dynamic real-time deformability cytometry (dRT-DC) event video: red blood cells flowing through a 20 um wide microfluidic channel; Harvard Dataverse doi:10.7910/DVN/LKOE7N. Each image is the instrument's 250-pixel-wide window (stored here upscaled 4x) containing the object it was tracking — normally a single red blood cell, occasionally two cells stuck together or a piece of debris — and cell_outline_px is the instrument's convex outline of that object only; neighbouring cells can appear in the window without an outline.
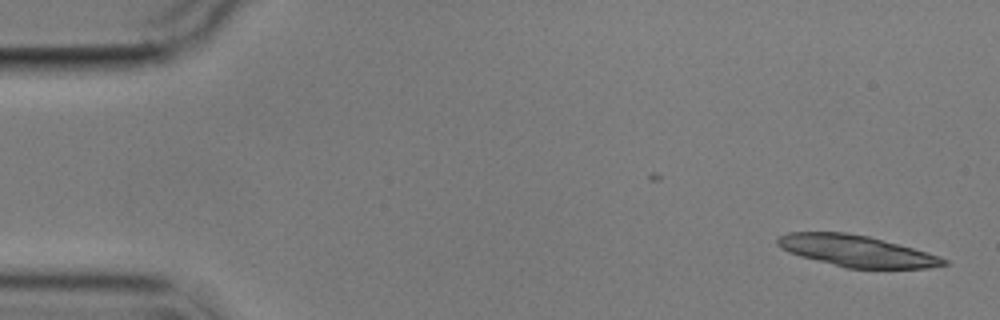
{"species": "common noctule bat (a hibernating species)", "species_latin": "Nyctalus noctula", "temperature_condition": "cold", "stored_images_in_passage": 6, "camera_frame_rate_fps": 3000, "um_per_image_px": 0.085, "animal": {"sex": "male", "body_mass_g": 17.9}, "frame": {"image": 1, "passage_image": 1, "time_ms": 0.0, "image_size_px": [1000, 320], "cell_outline_px": [[948, 264], [928, 268], [844, 268], [800, 256], [788, 252], [780, 248], [776, 244], [776, 236], [788, 232], [844, 232], [868, 236], [928, 252], [940, 256], [948, 260]], "centroid_in_image_um": [72.76, 21.33], "position_along_channel_um": 12.2, "area_um2": 30.52}}